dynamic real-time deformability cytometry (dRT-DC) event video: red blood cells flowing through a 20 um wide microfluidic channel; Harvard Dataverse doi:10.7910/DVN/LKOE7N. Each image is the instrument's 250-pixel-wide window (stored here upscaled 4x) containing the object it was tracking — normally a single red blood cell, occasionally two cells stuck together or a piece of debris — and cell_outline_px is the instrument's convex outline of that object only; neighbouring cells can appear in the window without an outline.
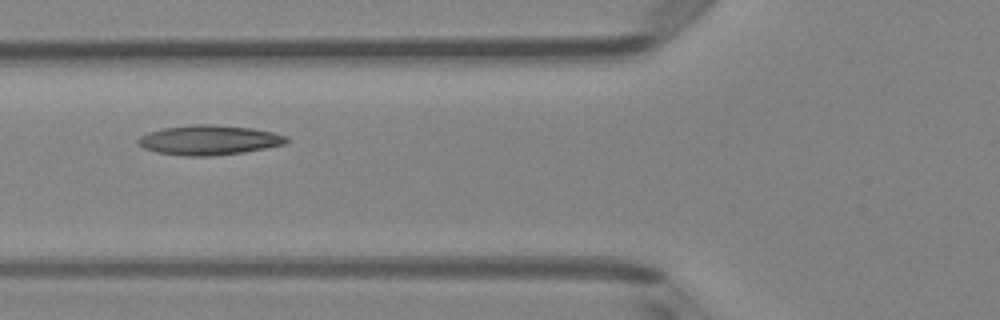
{"species": "Egyptian fruit bat (a non-hibernating species)", "species_latin": "Rousettus aegyptiacus", "temperature_condition": "room temperature", "stored_images_in_passage": 3, "camera_frame_rate_fps": 3000, "um_per_image_px": 0.085, "animal": {"sex": "female"}, "frame": {"image": 1, "passage_image": 3, "time_ms": 0.667, "image_size_px": [1000, 320], "cell_outline_px": [[288, 140], [284, 144], [244, 152], [212, 156], [184, 156], [156, 152], [144, 148], [136, 140], [140, 136], [148, 132], [164, 128], [192, 124], [212, 124], [252, 128], [272, 132], [288, 136]], "centroid_in_image_um": [17.75, 11.9], "position_along_channel_um": 108.0, "area_um2": 25.66}}